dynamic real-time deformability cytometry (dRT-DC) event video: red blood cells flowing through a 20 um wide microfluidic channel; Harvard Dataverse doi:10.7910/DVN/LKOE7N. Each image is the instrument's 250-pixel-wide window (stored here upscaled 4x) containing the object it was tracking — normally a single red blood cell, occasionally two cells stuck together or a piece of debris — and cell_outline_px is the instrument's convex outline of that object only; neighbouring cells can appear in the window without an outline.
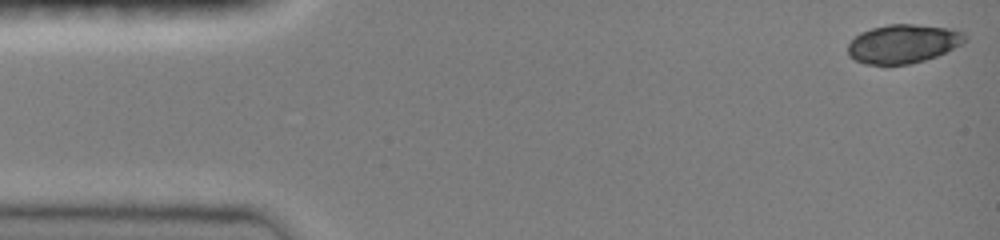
{"species": "common noctule bat (a hibernating species)", "species_latin": "Nyctalus noctula", "temperature_condition": "room temperature", "stored_images_in_passage": 45, "camera_frame_rate_fps": 3000, "um_per_image_px": 0.085, "animal": {"sex": "female", "body_mass_g": 19.0, "forearm_length_mm": 51.5}, "frame": {"image": 1, "passage_image": 1, "time_ms": 0.0, "image_size_px": [1000, 240], "cell_outline_px": [[968, 40], [964, 44], [936, 56], [924, 60], [908, 64], [864, 64], [848, 56], [848, 44], [860, 32], [872, 28], [888, 24], [912, 24], [948, 28], [964, 32], [968, 36]], "centroid_in_image_um": [76.8, 3.71], "position_along_channel_um": 8.2, "area_um2": 26.53}}
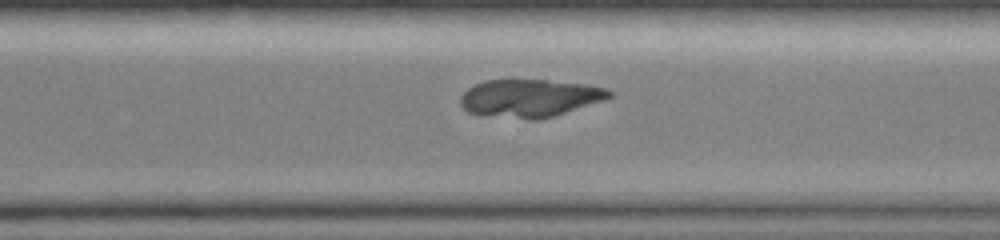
{"frame": {"image": 2, "passage_image": 33, "time_ms": 10.667, "image_size_px": [1000, 240], "cell_outline_px": [[612, 96], [604, 100], [552, 116], [536, 120], [528, 120], [480, 116], [468, 112], [460, 104], [460, 96], [468, 88], [484, 80], [548, 80], [584, 84], [608, 88], [612, 92]], "centroid_in_image_um": [44.98, 8.35], "position_along_channel_um": 325.6, "area_um2": 33.0}}
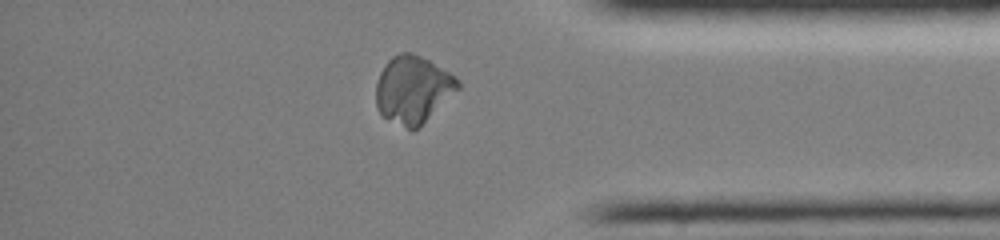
{"frame": {"image": 3, "passage_image": 39, "time_ms": 12.667, "image_size_px": [1000, 240], "cell_outline_px": [[460, 88], [412, 132], [384, 116], [376, 108], [376, 84], [380, 72], [384, 64], [392, 56], [400, 52], [412, 52], [428, 60], [456, 76], [460, 80]], "centroid_in_image_um": [35.08, 7.58], "position_along_channel_um": 400.1, "area_um2": 31.91}}